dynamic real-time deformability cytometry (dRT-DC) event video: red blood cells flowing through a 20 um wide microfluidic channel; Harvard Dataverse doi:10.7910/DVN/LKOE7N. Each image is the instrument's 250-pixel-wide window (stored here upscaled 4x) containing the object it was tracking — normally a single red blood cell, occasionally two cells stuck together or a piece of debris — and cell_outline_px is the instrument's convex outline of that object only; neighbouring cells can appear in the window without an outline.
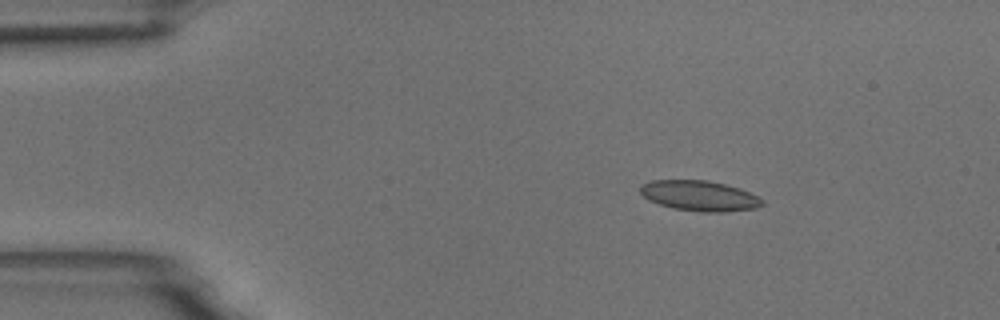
{"species": "common noctule bat (a hibernating species)", "species_latin": "Nyctalus noctula", "temperature_condition": "room temperature", "stored_images_in_passage": 4, "camera_frame_rate_fps": 3000, "um_per_image_px": 0.085, "animal": {"sex": "male", "body_mass_g": 18.8}, "frame": {"image": 1, "passage_image": 2, "time_ms": 1.0, "image_size_px": [1000, 320], "cell_outline_px": [[764, 204], [756, 208], [724, 212], [700, 212], [672, 208], [648, 200], [640, 192], [640, 184], [652, 180], [708, 180], [740, 188], [764, 200]], "centroid_in_image_um": [59.44, 16.64], "position_along_channel_um": 25.6, "area_um2": 21.62}}